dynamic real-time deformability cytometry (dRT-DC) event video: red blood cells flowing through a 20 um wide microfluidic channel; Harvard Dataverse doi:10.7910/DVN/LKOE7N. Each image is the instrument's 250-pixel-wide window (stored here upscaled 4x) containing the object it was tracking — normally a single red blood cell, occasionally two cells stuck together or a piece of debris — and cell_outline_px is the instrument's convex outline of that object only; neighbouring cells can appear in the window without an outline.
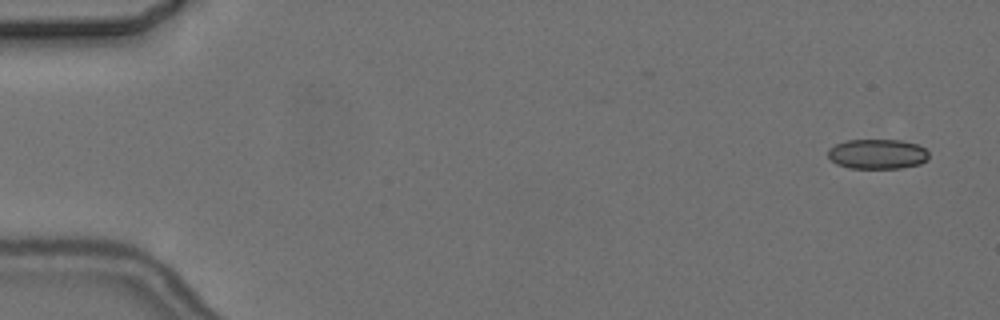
{"species": "common noctule bat (a hibernating species)", "species_latin": "Nyctalus noctula", "temperature_condition": "cold", "stored_images_in_passage": 6, "camera_frame_rate_fps": 3000, "um_per_image_px": 0.085, "animal": {"sex": "female", "body_mass_g": 24.6, "forearm_length_mm": 56.2}, "frame": {"image": 1, "passage_image": 1, "time_ms": 0.0, "image_size_px": [1000, 320], "cell_outline_px": [[928, 160], [920, 164], [900, 168], [848, 168], [836, 164], [828, 156], [828, 148], [836, 144], [848, 140], [900, 140], [916, 144], [924, 148], [928, 152]], "centroid_in_image_um": [74.57, 13.1], "position_along_channel_um": 10.4, "area_um2": 17.57}}
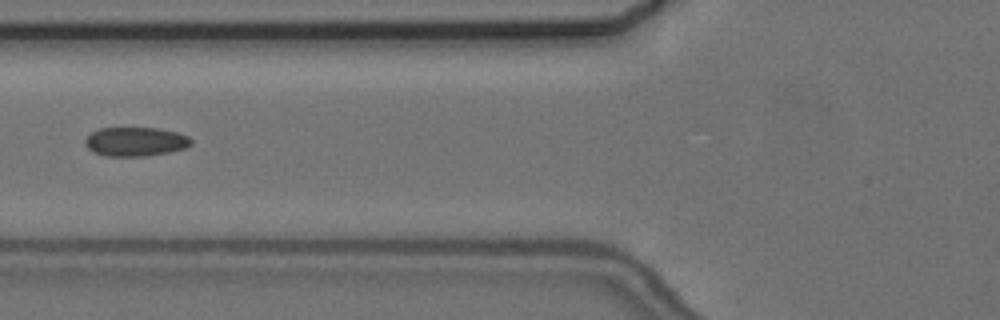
{"frame": {"image": 2, "passage_image": 6, "time_ms": 6.667, "image_size_px": [1000, 320], "cell_outline_px": [[192, 144], [184, 148], [168, 152], [144, 156], [104, 156], [92, 152], [84, 144], [84, 140], [92, 132], [100, 128], [156, 128], [176, 132], [188, 136], [192, 140]], "centroid_in_image_um": [11.48, 12.04], "position_along_channel_um": 114.3, "area_um2": 17.92}}